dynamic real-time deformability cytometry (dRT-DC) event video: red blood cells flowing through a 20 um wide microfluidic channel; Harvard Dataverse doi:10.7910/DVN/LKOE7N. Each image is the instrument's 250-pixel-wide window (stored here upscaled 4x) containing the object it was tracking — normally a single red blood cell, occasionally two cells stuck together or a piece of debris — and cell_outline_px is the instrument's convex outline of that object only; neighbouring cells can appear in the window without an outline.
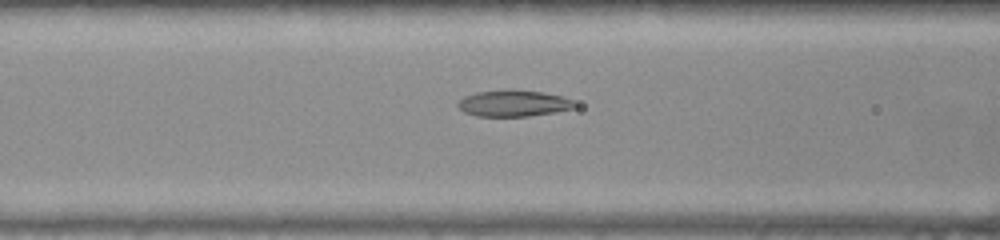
{"species": "common noctule bat (a hibernating species)", "species_latin": "Nyctalus noctula", "temperature_condition": "warm", "stored_images_in_passage": 38, "camera_frame_rate_fps": 3000, "um_per_image_px": 0.085, "animal": {"sex": "female", "body_mass_g": 22.0, "forearm_length_mm": 56.7}, "frame": {"image": 1, "passage_image": 12, "time_ms": 3.667, "image_size_px": [1000, 240], "cell_outline_px": [[576, 108], [556, 112], [528, 116], [476, 116], [464, 112], [456, 104], [464, 96], [476, 92], [508, 88], [512, 88], [544, 92], [564, 96], [572, 100], [576, 104]], "centroid_in_image_um": [43.67, 8.76], "position_along_channel_um": 122.9, "area_um2": 18.38}}
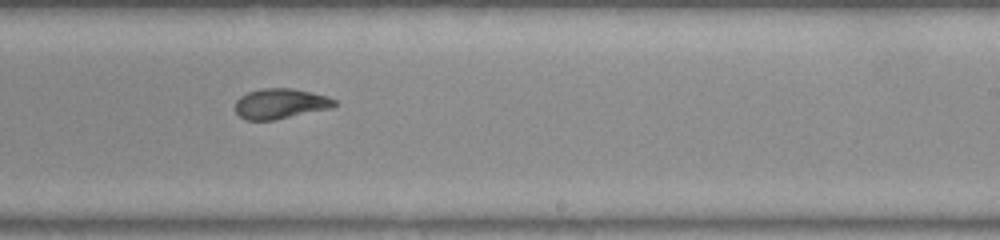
{"frame": {"image": 2, "passage_image": 23, "time_ms": 7.333, "image_size_px": [1000, 240], "cell_outline_px": [[336, 104], [332, 108], [276, 120], [244, 120], [236, 112], [236, 100], [240, 96], [248, 92], [260, 88], [292, 88], [312, 92], [328, 96], [336, 100]], "centroid_in_image_um": [23.84, 8.81], "position_along_channel_um": 265.2, "area_um2": 17.69}}
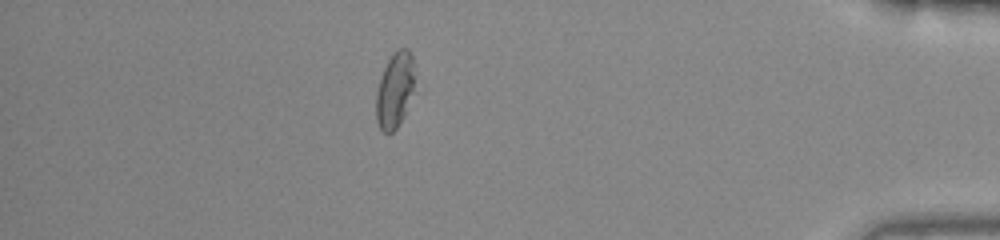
{"frame": {"image": 3, "passage_image": 37, "time_ms": 12.0, "image_size_px": [1000, 240], "cell_outline_px": [[412, 92], [404, 116], [396, 128], [392, 132], [384, 132], [380, 128], [376, 120], [376, 92], [384, 68], [392, 52], [396, 48], [408, 48], [412, 52]], "centroid_in_image_um": [33.53, 7.64], "position_along_channel_um": 401.7, "area_um2": 16.65}}